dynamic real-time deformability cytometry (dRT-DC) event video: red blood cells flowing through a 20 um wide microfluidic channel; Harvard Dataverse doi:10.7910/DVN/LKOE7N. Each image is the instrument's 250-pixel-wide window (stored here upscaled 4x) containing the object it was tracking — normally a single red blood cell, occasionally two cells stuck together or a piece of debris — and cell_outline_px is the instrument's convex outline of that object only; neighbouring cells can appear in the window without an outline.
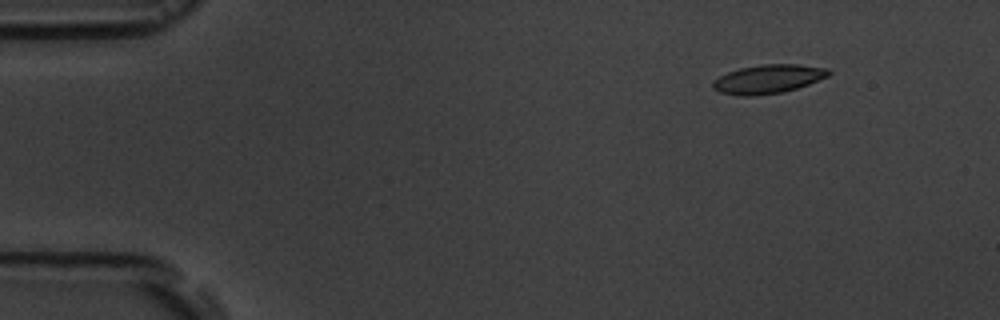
{"species": "common noctule bat (a hibernating species)", "species_latin": "Nyctalus noctula", "temperature_condition": "room temperature", "stored_images_in_passage": 5, "camera_frame_rate_fps": 3000, "um_per_image_px": 0.085, "animal": {"sex": "male", "body_mass_g": 19.5, "forearm_length_mm": 54.6}, "frame": {"image": 1, "passage_image": 2, "time_ms": 1.333, "image_size_px": [1000, 320], "cell_outline_px": [[832, 72], [828, 76], [808, 84], [784, 92], [752, 96], [740, 96], [720, 92], [712, 88], [712, 84], [720, 76], [728, 72], [740, 68], [764, 64], [796, 64], [828, 68]], "centroid_in_image_um": [65.3, 6.72], "position_along_channel_um": 19.7, "area_um2": 19.31}}
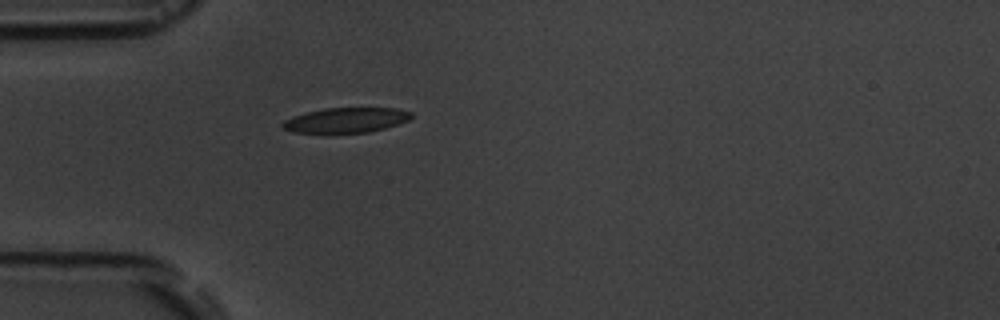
{"frame": {"image": 2, "passage_image": 5, "time_ms": 4.667, "image_size_px": [1000, 320], "cell_outline_px": [[412, 116], [408, 120], [384, 128], [368, 132], [324, 136], [292, 132], [284, 128], [280, 124], [284, 120], [292, 116], [324, 108], [396, 108], [412, 112]], "centroid_in_image_um": [29.32, 10.26], "position_along_channel_um": 55.7, "area_um2": 19.54}}